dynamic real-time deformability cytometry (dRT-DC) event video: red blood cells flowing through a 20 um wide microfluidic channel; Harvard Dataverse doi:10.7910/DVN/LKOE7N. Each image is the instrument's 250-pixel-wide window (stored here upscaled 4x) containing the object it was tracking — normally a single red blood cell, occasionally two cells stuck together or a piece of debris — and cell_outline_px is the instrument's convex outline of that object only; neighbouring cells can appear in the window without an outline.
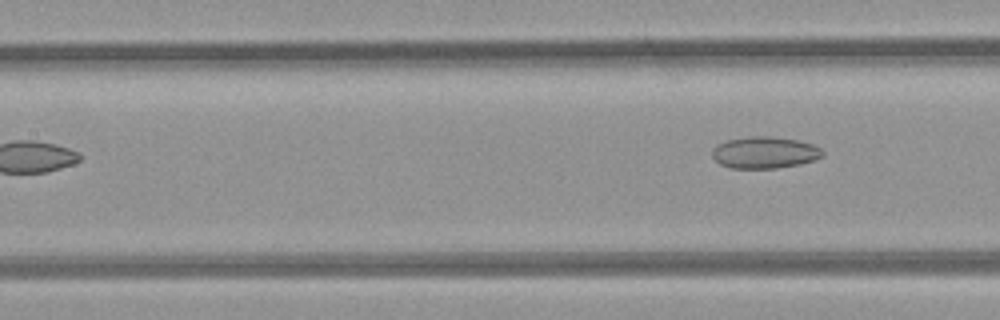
{"species": "common noctule bat (a hibernating species)", "species_latin": "Nyctalus noctula", "temperature_condition": "room temperature", "stored_images_in_passage": 6, "segment_of_instrument_passage": [2, 2], "camera_frame_rate_fps": 3000, "um_per_image_px": 0.085, "animal": {"sex": "female", "body_mass_g": 21.9}, "frame": {"image": 1, "passage_image": 6, "time_ms": 1.667, "image_size_px": [1000, 320], "cell_outline_px": [[824, 156], [816, 160], [800, 164], [776, 168], [732, 168], [720, 164], [712, 156], [712, 152], [724, 140], [752, 136], [772, 136], [796, 140], [812, 144], [820, 148], [824, 152]], "centroid_in_image_um": [65.03, 12.96], "position_along_channel_um": 142.4, "area_um2": 20.35}}